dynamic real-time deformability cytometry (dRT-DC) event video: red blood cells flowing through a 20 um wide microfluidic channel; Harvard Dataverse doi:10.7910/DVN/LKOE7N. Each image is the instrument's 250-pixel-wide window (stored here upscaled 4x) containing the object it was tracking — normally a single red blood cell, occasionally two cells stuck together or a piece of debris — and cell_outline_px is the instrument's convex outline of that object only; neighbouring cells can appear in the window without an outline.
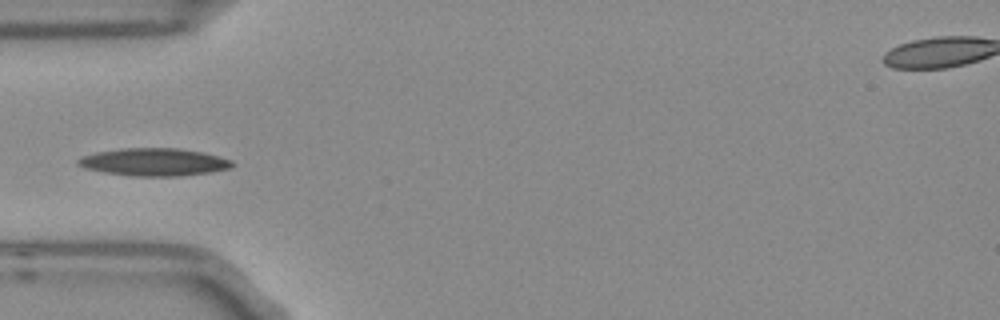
{"species": "Egyptian fruit bat (a non-hibernating species)", "species_latin": "Rousettus aegyptiacus", "temperature_condition": "room temperature", "stored_images_in_passage": 7, "camera_frame_rate_fps": 3000, "um_per_image_px": 0.085, "frame": {"image": 1, "passage_image": 4, "time_ms": 1.0, "image_size_px": [1000, 320], "cell_outline_px": [[236, 164], [232, 168], [212, 172], [180, 176], [128, 176], [104, 172], [84, 168], [76, 164], [76, 160], [80, 156], [96, 152], [120, 148], [180, 148], [204, 152], [232, 160]], "centroid_in_image_um": [13.1, 13.77], "position_along_channel_um": 71.9, "area_um2": 25.26}}
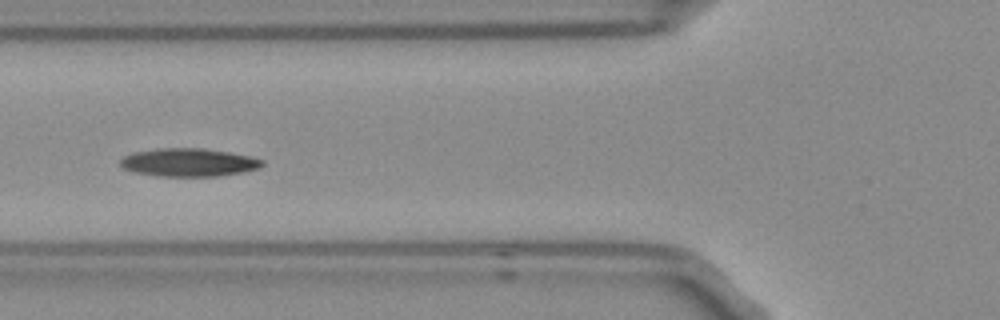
{"frame": {"image": 2, "passage_image": 5, "time_ms": 1.333, "image_size_px": [1000, 320], "cell_outline_px": [[264, 164], [260, 168], [244, 172], [220, 176], [156, 176], [132, 172], [124, 168], [120, 164], [120, 160], [124, 156], [132, 152], [156, 148], [204, 148], [228, 152], [248, 156], [264, 160]], "centroid_in_image_um": [16.02, 13.8], "position_along_channel_um": 109.8, "area_um2": 23.47}}